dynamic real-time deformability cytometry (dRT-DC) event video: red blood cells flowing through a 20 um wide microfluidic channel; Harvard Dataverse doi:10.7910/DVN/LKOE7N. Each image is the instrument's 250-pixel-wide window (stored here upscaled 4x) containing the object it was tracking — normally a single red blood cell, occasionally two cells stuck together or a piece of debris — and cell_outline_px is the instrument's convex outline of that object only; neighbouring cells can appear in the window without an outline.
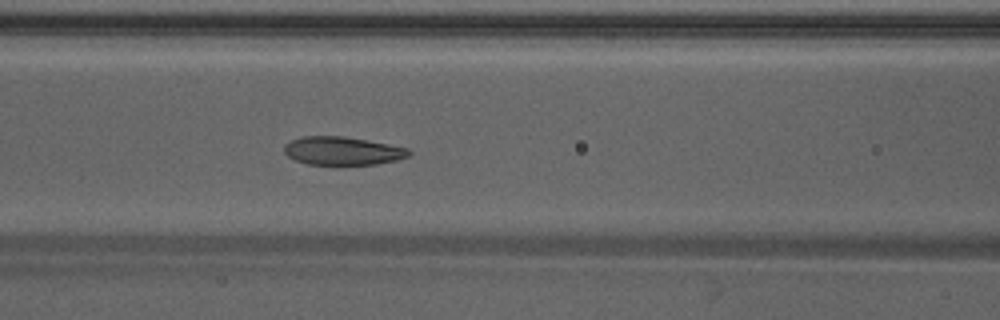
{"species": "Egyptian fruit bat (a non-hibernating species)", "species_latin": "Rousettus aegyptiacus", "temperature_condition": "warm", "stored_images_in_passage": 48, "camera_frame_rate_fps": 3000, "um_per_image_px": 0.085, "animal": {"sex": "male"}, "frame": {"image": 1, "passage_image": 21, "time_ms": 6.667, "image_size_px": [1000, 320], "cell_outline_px": [[412, 152], [408, 156], [396, 160], [376, 164], [308, 164], [296, 160], [288, 156], [284, 152], [284, 144], [292, 140], [304, 136], [344, 136], [388, 144], [408, 148]], "centroid_in_image_um": [29.11, 12.82], "position_along_channel_um": 137.5, "area_um2": 20.35}}
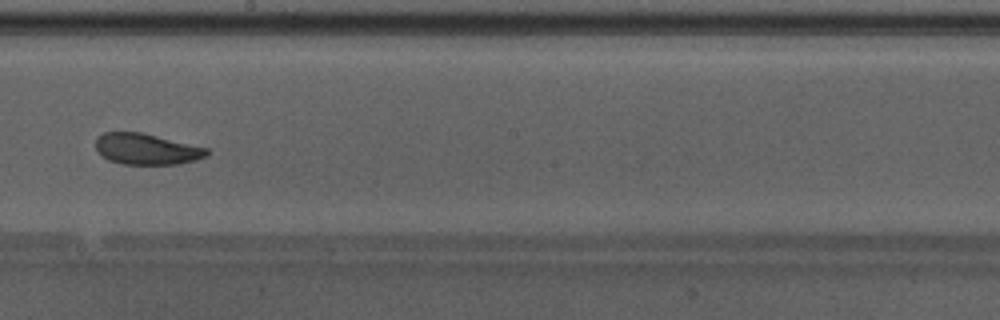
{"frame": {"image": 2, "passage_image": 28, "time_ms": 9.0, "image_size_px": [1000, 320], "cell_outline_px": [[208, 156], [196, 160], [176, 164], [120, 164], [108, 160], [100, 156], [96, 148], [96, 136], [104, 132], [140, 132], [208, 148]], "centroid_in_image_um": [12.42, 12.67], "position_along_channel_um": 235.8, "area_um2": 20.17}}
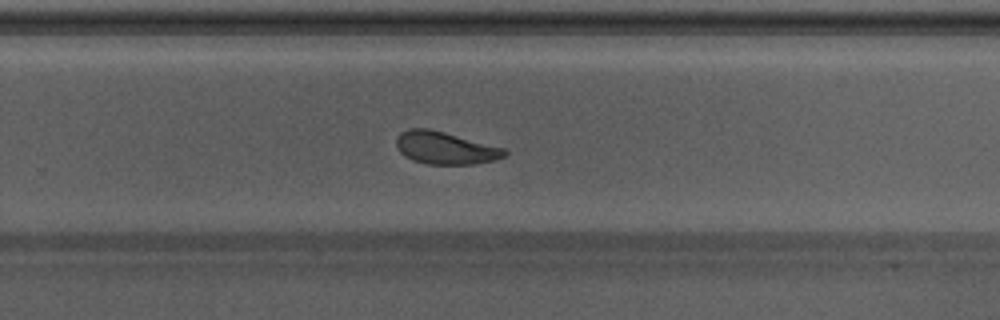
{"frame": {"image": 3, "passage_image": 32, "time_ms": 10.333, "image_size_px": [1000, 320], "cell_outline_px": [[508, 152], [504, 156], [496, 160], [476, 164], [428, 164], [412, 160], [404, 156], [396, 148], [396, 136], [400, 132], [408, 128], [428, 128], [508, 148]], "centroid_in_image_um": [37.86, 12.57], "position_along_channel_um": 291.9, "area_um2": 20.87}, "authors_computed_cell_mechanics": {"area_um2": 21.9062, "velocity_mm_per_s": 4.2239, "shape_relaxation_time_tau1_ms": 4.4363, "shape_relaxation_time_tau2_ms": 2.2103, "deformation_change_tau1": 0.1294, "deformation_change_tau2": 0.0793}}